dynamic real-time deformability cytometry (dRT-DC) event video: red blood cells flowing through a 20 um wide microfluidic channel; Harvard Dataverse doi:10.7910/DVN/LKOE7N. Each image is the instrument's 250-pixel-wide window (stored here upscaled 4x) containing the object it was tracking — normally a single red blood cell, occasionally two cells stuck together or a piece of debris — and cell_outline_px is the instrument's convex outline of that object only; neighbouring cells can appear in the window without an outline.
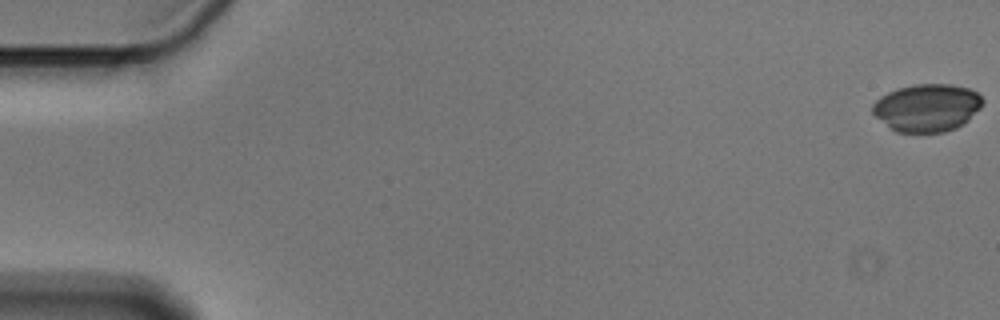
{"species": "Egyptian fruit bat (a non-hibernating species)", "species_latin": "Rousettus aegyptiacus", "temperature_condition": "cold", "stored_images_in_passage": 57, "camera_frame_rate_fps": 3000, "um_per_image_px": 0.085, "animal": {"sex": "male"}, "frame": {"image": 1, "passage_image": 1, "time_ms": 0.0, "image_size_px": [1000, 320], "cell_outline_px": [[984, 100], [980, 108], [964, 124], [956, 128], [944, 132], [896, 132], [888, 128], [872, 112], [872, 104], [880, 96], [888, 92], [900, 88], [916, 84], [952, 84], [968, 88], [976, 92]], "centroid_in_image_um": [78.79, 9.16], "position_along_channel_um": 6.2, "area_um2": 30.63}}
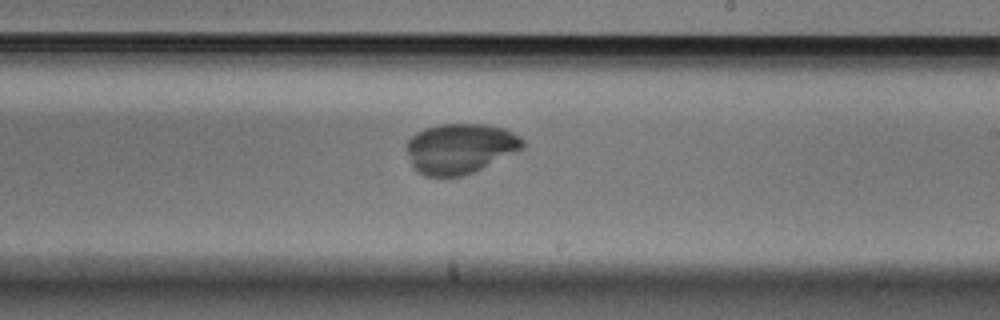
{"frame": {"image": 2, "passage_image": 34, "time_ms": 11.0, "image_size_px": [1000, 320], "cell_outline_px": [[524, 148], [476, 172], [460, 176], [424, 176], [416, 172], [412, 168], [408, 152], [408, 140], [416, 132], [424, 128], [440, 124], [484, 124], [504, 128], [520, 136], [524, 140]], "centroid_in_image_um": [39.12, 12.63], "position_along_channel_um": 249.9, "area_um2": 34.16}}
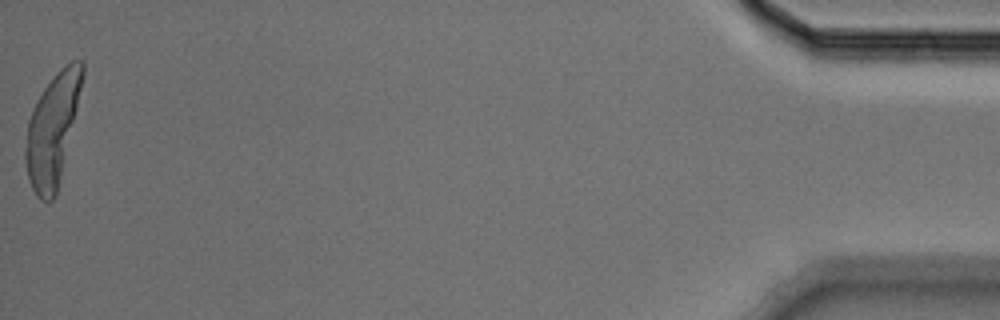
{"frame": {"image": 3, "passage_image": 57, "time_ms": 18.667, "image_size_px": [1000, 320], "cell_outline_px": [[84, 76], [60, 176], [56, 192], [52, 200], [40, 200], [36, 196], [28, 180], [24, 160], [24, 148], [28, 120], [32, 108], [44, 88], [56, 72], [60, 68], [72, 60], [84, 60]], "centroid_in_image_um": [4.42, 10.97], "position_along_channel_um": 430.8, "area_um2": 36.3}}